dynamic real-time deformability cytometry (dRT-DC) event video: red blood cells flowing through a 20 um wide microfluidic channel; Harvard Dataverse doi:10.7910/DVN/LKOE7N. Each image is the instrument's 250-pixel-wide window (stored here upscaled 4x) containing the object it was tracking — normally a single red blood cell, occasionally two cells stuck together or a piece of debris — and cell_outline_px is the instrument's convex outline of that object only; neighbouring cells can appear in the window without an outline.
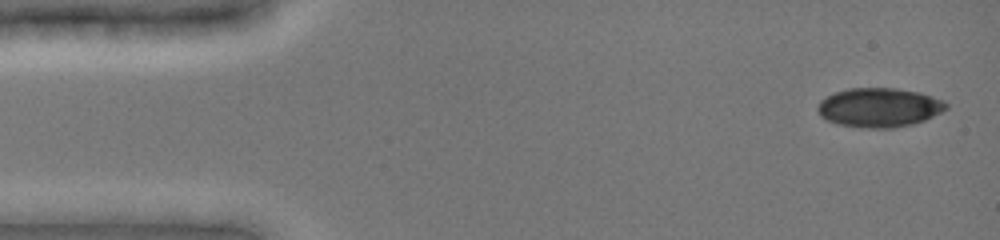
{"species": "common noctule bat (a hibernating species)", "species_latin": "Nyctalus noctula", "temperature_condition": "cold", "stored_images_in_passage": 6, "camera_frame_rate_fps": 3000, "um_per_image_px": 0.085, "animal": {"sex": "female", "body_mass_g": 19.0, "forearm_length_mm": 51.5}, "frame": {"image": 1, "passage_image": 1, "time_ms": 0.0, "image_size_px": [1000, 240], "cell_outline_px": [[948, 108], [924, 120], [912, 124], [892, 128], [868, 128], [836, 124], [820, 116], [816, 108], [820, 100], [836, 92], [848, 88], [896, 88], [920, 92], [944, 100], [948, 104]], "centroid_in_image_um": [74.73, 9.13], "position_along_channel_um": 10.3, "area_um2": 29.36}}
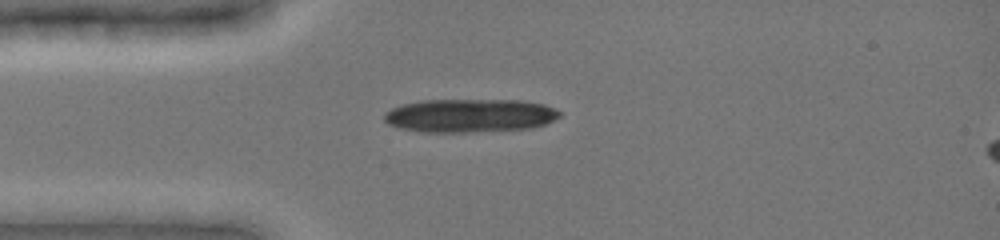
{"frame": {"image": 2, "passage_image": 4, "time_ms": 3.333, "image_size_px": [1000, 240], "cell_outline_px": [[560, 116], [544, 124], [532, 128], [468, 132], [420, 132], [396, 128], [388, 124], [384, 120], [384, 112], [392, 108], [404, 104], [420, 100], [520, 100], [544, 104], [556, 108], [560, 112]], "centroid_in_image_um": [39.89, 9.82], "position_along_channel_um": 45.1, "area_um2": 34.39}}